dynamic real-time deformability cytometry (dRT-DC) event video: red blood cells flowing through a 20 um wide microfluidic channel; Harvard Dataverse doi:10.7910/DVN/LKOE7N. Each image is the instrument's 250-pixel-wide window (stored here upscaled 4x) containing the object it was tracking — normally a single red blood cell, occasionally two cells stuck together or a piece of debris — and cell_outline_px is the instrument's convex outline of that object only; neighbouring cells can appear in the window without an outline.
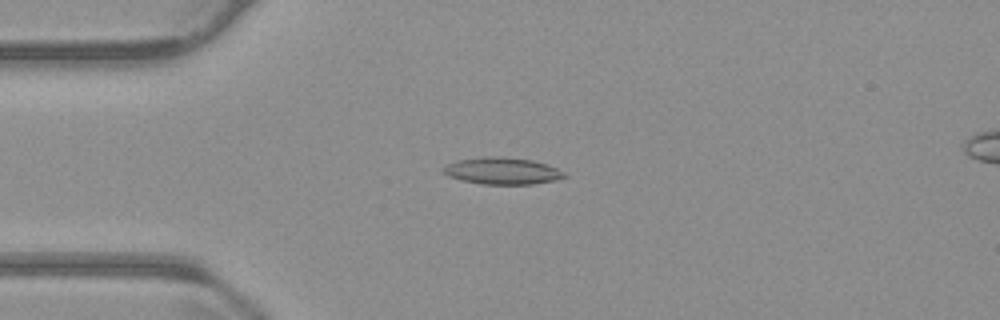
{"species": "common noctule bat (a hibernating species)", "species_latin": "Nyctalus noctula", "temperature_condition": "warm", "stored_images_in_passage": 48, "camera_frame_rate_fps": 3000, "um_per_image_px": 0.085, "animal": {"sex": "male", "body_mass_g": 23.1, "forearm_length_mm": 52.7}, "frame": {"image": 1, "passage_image": 7, "time_ms": 2.0, "image_size_px": [1000, 320], "cell_outline_px": [[568, 176], [556, 180], [532, 184], [480, 184], [460, 180], [448, 176], [440, 172], [440, 168], [444, 164], [456, 160], [484, 156], [500, 156], [532, 160], [548, 164], [564, 172]], "centroid_in_image_um": [42.62, 14.52], "position_along_channel_um": 42.4, "area_um2": 19.36}}
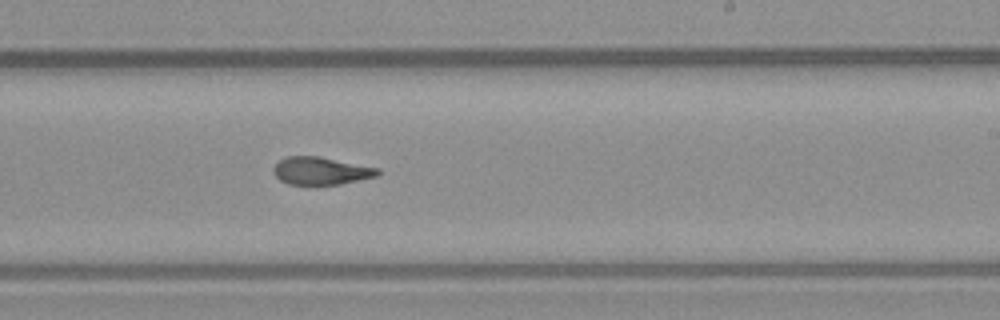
{"frame": {"image": 2, "passage_image": 26, "time_ms": 8.333, "image_size_px": [1000, 320], "cell_outline_px": [[380, 176], [340, 184], [316, 188], [288, 184], [280, 180], [272, 172], [272, 168], [280, 160], [288, 156], [320, 156], [380, 168]], "centroid_in_image_um": [27.29, 14.57], "position_along_channel_um": 261.7, "area_um2": 17.69}}
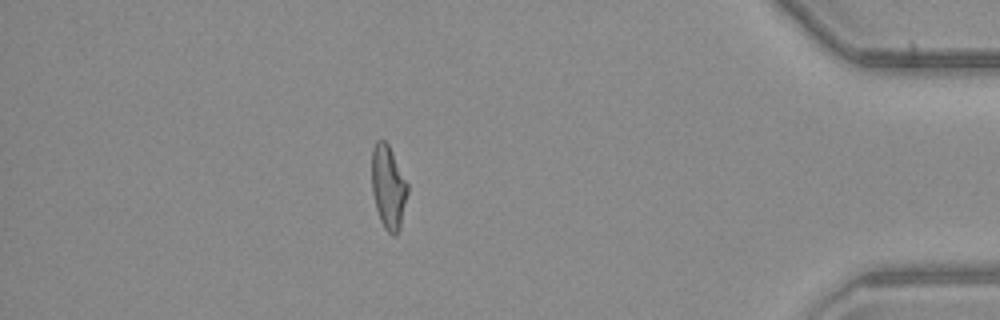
{"frame": {"image": 3, "passage_image": 41, "time_ms": 13.333, "image_size_px": [1000, 320], "cell_outline_px": [[408, 192], [400, 228], [396, 236], [392, 236], [384, 228], [380, 220], [376, 208], [372, 192], [372, 148], [376, 140], [384, 140], [388, 144], [408, 184]], "centroid_in_image_um": [33.0, 15.93], "position_along_channel_um": 402.2, "area_um2": 17.46}, "authors_computed_cell_mechanics": {"area_um2": 17.8024, "velocity_mm_per_s": 3.7793, "shape_relaxation_time_tau1_ms": null, "shape_relaxation_time_tau2_ms": 2.9883, "deformation_change_tau1": null, "deformation_change_tau2": 0.0863}}